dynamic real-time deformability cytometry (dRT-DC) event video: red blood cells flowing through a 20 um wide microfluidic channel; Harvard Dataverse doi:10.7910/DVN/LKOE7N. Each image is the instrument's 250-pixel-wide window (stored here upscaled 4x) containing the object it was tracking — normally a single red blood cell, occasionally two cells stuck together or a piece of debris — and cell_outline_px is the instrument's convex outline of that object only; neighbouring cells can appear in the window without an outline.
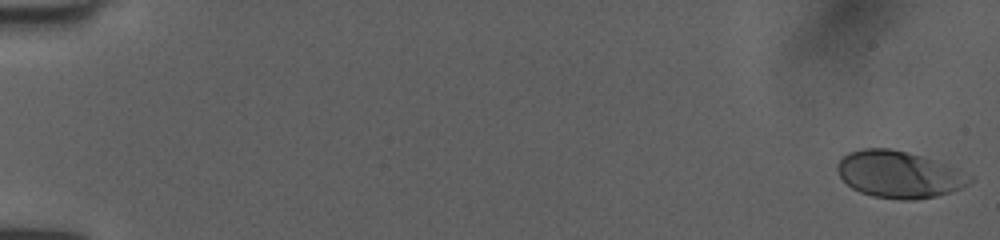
{"species": "human", "species_latin": "Homo sapiens", "temperature_condition": "room temperature", "stored_images_in_passage": 52, "camera_frame_rate_fps": 3000, "um_per_image_px": 0.085, "donor": {"sex": "female"}, "frame": {"image": 1, "passage_image": 1, "time_ms": 0.0, "image_size_px": [1000, 240], "cell_outline_px": [[972, 180], [968, 184], [960, 188], [936, 196], [916, 200], [900, 200], [872, 196], [860, 192], [852, 188], [840, 176], [836, 168], [836, 164], [848, 152], [864, 148], [888, 148], [920, 156], [956, 168], [972, 176]], "centroid_in_image_um": [76.39, 14.84], "position_along_channel_um": 8.6, "area_um2": 35.78}}
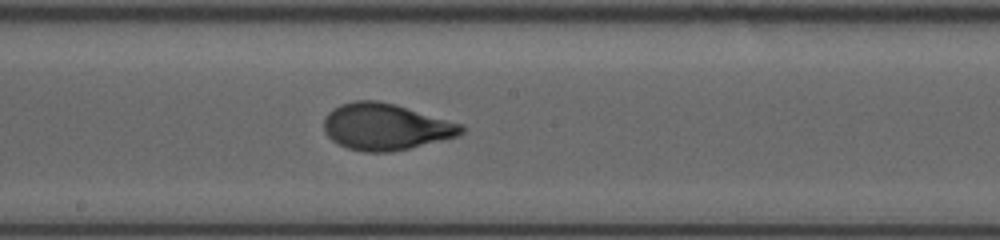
{"frame": {"image": 2, "passage_image": 30, "time_ms": 9.667, "image_size_px": [1000, 240], "cell_outline_px": [[464, 132], [456, 136], [392, 152], [364, 152], [348, 148], [332, 140], [324, 132], [324, 120], [328, 112], [332, 108], [340, 104], [356, 100], [376, 100], [396, 104], [464, 124]], "centroid_in_image_um": [32.77, 10.76], "position_along_channel_um": 215.4, "area_um2": 37.28}}
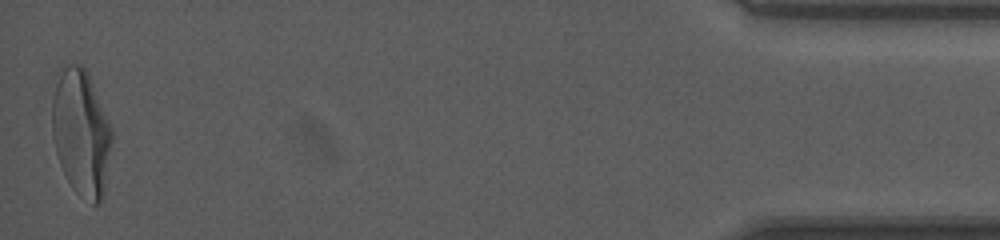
{"frame": {"image": 3, "passage_image": 52, "time_ms": 17.0, "image_size_px": [1000, 240], "cell_outline_px": [[112, 140], [104, 196], [100, 204], [92, 204], [76, 192], [72, 188], [60, 164], [56, 152], [52, 136], [52, 100], [56, 84], [64, 68], [68, 64], [80, 64], [88, 72], [112, 128]], "centroid_in_image_um": [6.92, 11.32], "position_along_channel_um": 428.3, "area_um2": 43.87}, "authors_computed_cell_mechanics": {"area_um2": 36.6452, "velocity_mm_per_s": 4.0068, "shape_relaxation_time_tau1_ms": 3.3939, "shape_relaxation_time_tau2_ms": null, "deformation_change_tau1": 0.1753, "deformation_change_tau2": null}}